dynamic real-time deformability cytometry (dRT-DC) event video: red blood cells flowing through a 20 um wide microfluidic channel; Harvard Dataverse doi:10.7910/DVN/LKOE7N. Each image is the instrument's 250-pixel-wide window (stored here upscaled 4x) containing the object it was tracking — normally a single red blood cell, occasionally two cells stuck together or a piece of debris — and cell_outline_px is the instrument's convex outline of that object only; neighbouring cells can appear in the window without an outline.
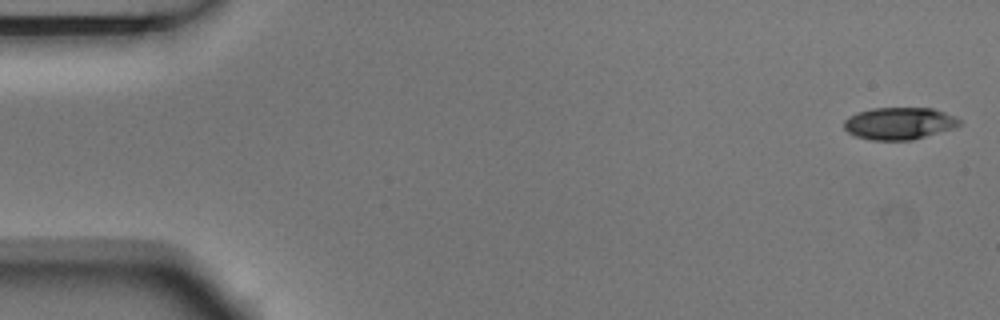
{"species": "Egyptian fruit bat (a non-hibernating species)", "species_latin": "Rousettus aegyptiacus", "temperature_condition": "room temperature", "stored_images_in_passage": 4, "camera_frame_rate_fps": 3000, "um_per_image_px": 0.085, "animal": {"sex": "male"}, "frame": {"image": 1, "passage_image": 1, "time_ms": 0.0, "image_size_px": [1000, 320], "cell_outline_px": [[960, 124], [956, 128], [912, 140], [872, 140], [852, 136], [844, 128], [844, 120], [848, 116], [872, 108], [932, 108], [956, 116], [960, 120]], "centroid_in_image_um": [76.44, 10.5], "position_along_channel_um": 8.6, "area_um2": 21.79}}
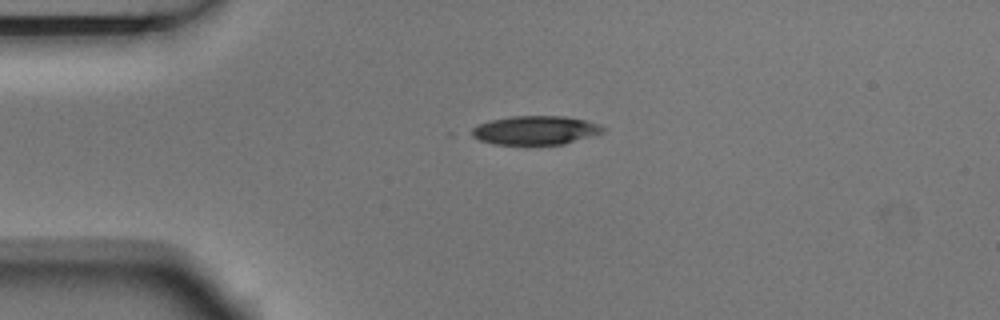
{"frame": {"image": 2, "passage_image": 4, "time_ms": 1.0, "image_size_px": [1000, 320], "cell_outline_px": [[604, 132], [564, 144], [492, 144], [480, 140], [464, 132], [476, 124], [492, 120], [512, 116], [564, 116], [584, 120], [600, 124], [604, 128]], "centroid_in_image_um": [45.42, 11.07], "position_along_channel_um": 39.6, "area_um2": 22.2}}